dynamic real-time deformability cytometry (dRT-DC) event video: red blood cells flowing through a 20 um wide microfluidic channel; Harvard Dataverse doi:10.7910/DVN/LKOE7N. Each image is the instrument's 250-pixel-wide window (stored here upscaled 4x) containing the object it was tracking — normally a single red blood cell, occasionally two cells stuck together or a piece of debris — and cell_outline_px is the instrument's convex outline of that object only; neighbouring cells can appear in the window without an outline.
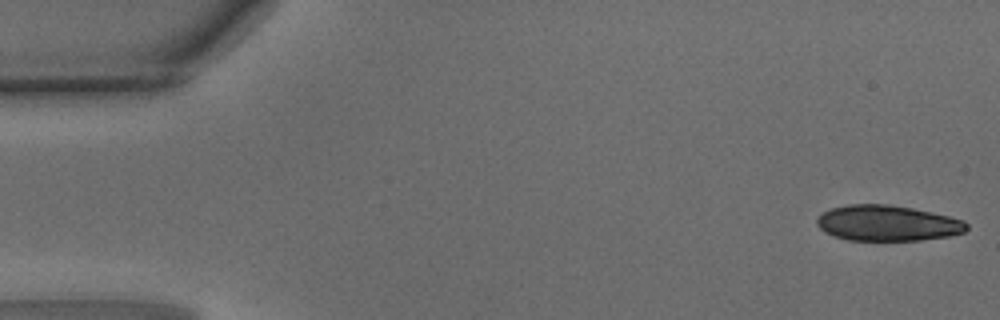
{"species": "common noctule bat (a hibernating species)", "species_latin": "Nyctalus noctula", "temperature_condition": "warm", "stored_images_in_passage": 14, "camera_frame_rate_fps": 3000, "um_per_image_px": 0.085, "animal": {"sex": "male", "body_mass_g": 15.6}, "frame": {"image": 1, "passage_image": 1, "time_ms": 0.0, "image_size_px": [1000, 320], "cell_outline_px": [[968, 228], [964, 232], [948, 236], [920, 240], [848, 240], [824, 232], [816, 224], [816, 220], [824, 212], [832, 208], [848, 204], [888, 204], [912, 208], [948, 216], [964, 220], [968, 224]], "centroid_in_image_um": [75.43, 18.96], "position_along_channel_um": 9.6, "area_um2": 30.92}}